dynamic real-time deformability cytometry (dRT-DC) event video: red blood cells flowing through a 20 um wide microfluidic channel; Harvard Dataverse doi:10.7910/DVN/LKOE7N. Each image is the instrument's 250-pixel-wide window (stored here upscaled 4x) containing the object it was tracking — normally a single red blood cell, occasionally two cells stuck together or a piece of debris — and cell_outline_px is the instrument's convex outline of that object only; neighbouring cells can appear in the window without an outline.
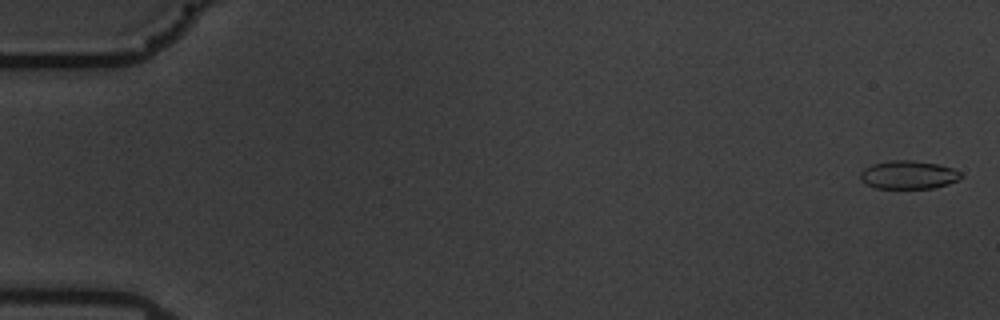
{"species": "common noctule bat (a hibernating species)", "species_latin": "Nyctalus noctula", "temperature_condition": "warm", "stored_images_in_passage": 58, "camera_frame_rate_fps": 3000, "um_per_image_px": 0.085, "animal": {"sex": "male", "body_mass_g": 19.5, "forearm_length_mm": 54.6}, "frame": {"image": 1, "passage_image": 1, "time_ms": 0.0, "image_size_px": [1000, 320], "cell_outline_px": [[960, 180], [948, 184], [932, 188], [876, 188], [860, 180], [860, 172], [864, 168], [872, 164], [888, 160], [912, 160], [936, 164], [952, 168], [960, 172]], "centroid_in_image_um": [77.19, 14.85], "position_along_channel_um": 7.8, "area_um2": 16.53}}
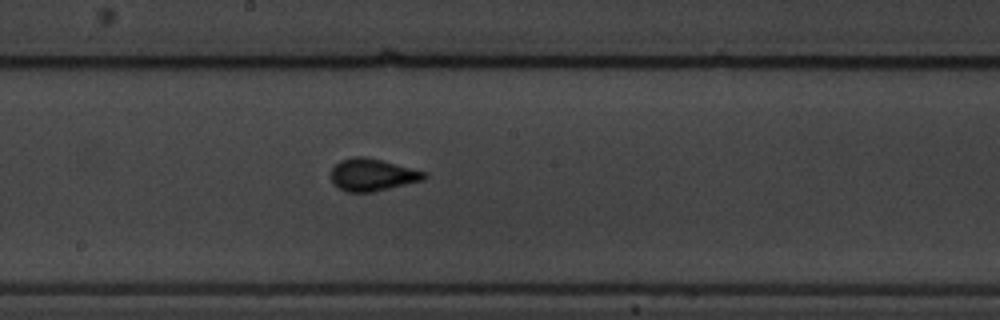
{"frame": {"image": 2, "passage_image": 32, "time_ms": 10.333, "image_size_px": [1000, 320], "cell_outline_px": [[428, 176], [424, 180], [372, 192], [348, 192], [332, 184], [332, 168], [340, 160], [352, 156], [364, 156], [384, 160], [428, 172]], "centroid_in_image_um": [31.69, 14.84], "position_along_channel_um": 216.5, "area_um2": 17.74}}
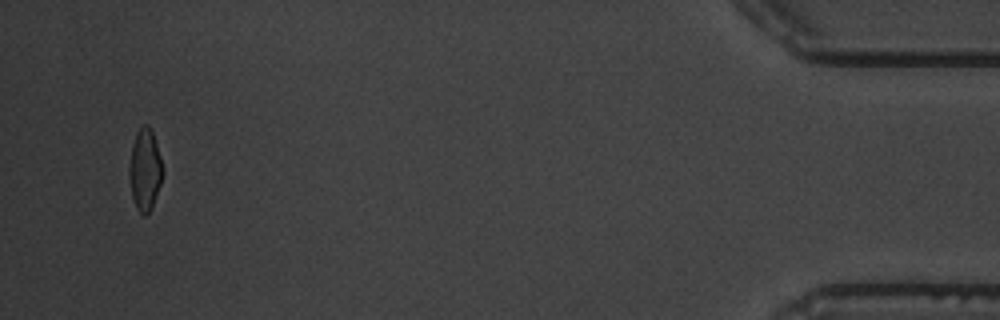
{"frame": {"image": 3, "passage_image": 56, "time_ms": 18.333, "image_size_px": [1000, 320], "cell_outline_px": [[164, 172], [152, 208], [144, 216], [136, 208], [132, 196], [128, 168], [132, 144], [136, 132], [144, 124], [148, 124], [152, 132], [160, 156]], "centroid_in_image_um": [12.31, 14.42], "position_along_channel_um": 422.9, "area_um2": 15.84}, "authors_computed_cell_mechanics": {"area_um2": 16.5308, "velocity_mm_per_s": 3.5293, "shape_relaxation_time_tau1_ms": 4.9518, "shape_relaxation_time_tau2_ms": null, "deformation_change_tau1": 0.1454, "deformation_change_tau2": null}}